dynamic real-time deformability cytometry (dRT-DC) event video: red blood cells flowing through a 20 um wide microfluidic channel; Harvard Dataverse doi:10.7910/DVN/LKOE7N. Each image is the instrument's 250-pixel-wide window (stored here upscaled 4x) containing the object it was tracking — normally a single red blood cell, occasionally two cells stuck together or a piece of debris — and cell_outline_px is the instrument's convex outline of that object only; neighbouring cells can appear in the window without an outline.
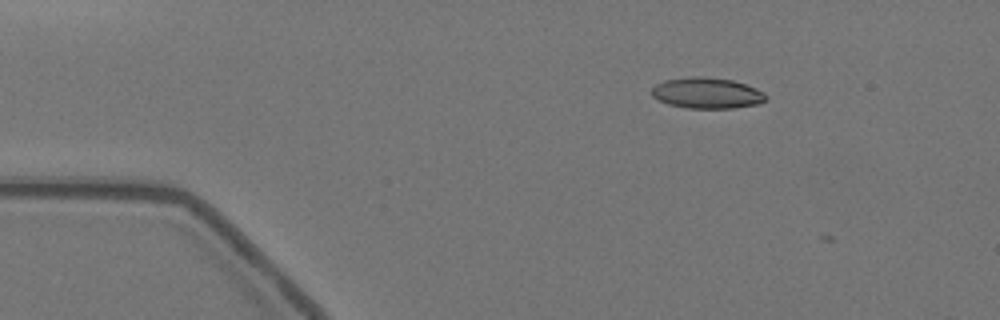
{"species": "Egyptian fruit bat (a non-hibernating species)", "species_latin": "Rousettus aegyptiacus", "temperature_condition": "warm", "stored_images_in_passage": 2, "camera_frame_rate_fps": 3000, "um_per_image_px": 0.085, "animal": {"sex": "female"}, "frame": {"image": 1, "passage_image": 1, "time_ms": 0.0, "image_size_px": [1000, 320], "cell_outline_px": [[768, 96], [760, 104], [732, 108], [688, 108], [668, 104], [652, 96], [652, 88], [656, 84], [664, 80], [692, 76], [704, 76], [732, 80], [756, 88], [764, 92]], "centroid_in_image_um": [60.1, 7.9], "position_along_channel_um": 24.9, "area_um2": 20.58}}